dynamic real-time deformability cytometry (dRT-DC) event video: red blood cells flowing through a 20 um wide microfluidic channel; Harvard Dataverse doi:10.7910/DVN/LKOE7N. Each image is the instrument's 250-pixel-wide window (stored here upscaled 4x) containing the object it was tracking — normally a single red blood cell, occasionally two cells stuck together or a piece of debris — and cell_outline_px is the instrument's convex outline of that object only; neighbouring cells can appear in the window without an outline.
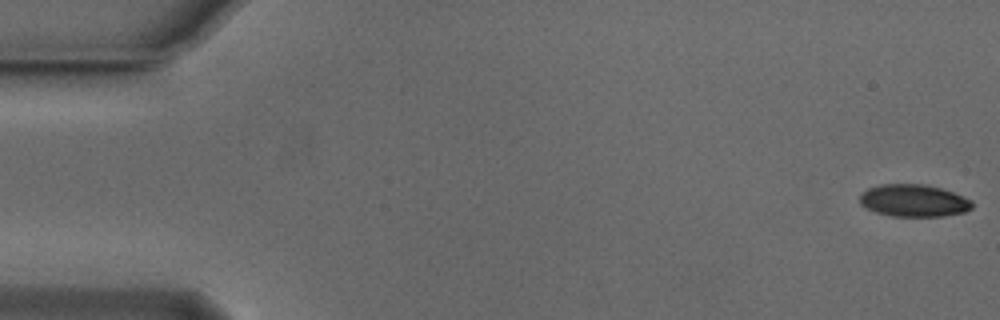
{"species": "Egyptian fruit bat (a non-hibernating species)", "species_latin": "Rousettus aegyptiacus", "temperature_condition": "cold", "stored_images_in_passage": 54, "camera_frame_rate_fps": 3000, "um_per_image_px": 0.085, "animal": {"sex": "male"}, "frame": {"image": 1, "passage_image": 1, "time_ms": 0.0, "image_size_px": [1000, 320], "cell_outline_px": [[972, 208], [964, 212], [944, 216], [892, 216], [876, 212], [864, 208], [860, 204], [860, 196], [868, 188], [880, 184], [924, 184], [940, 188], [952, 192], [972, 200]], "centroid_in_image_um": [77.65, 17.05], "position_along_channel_um": 7.4, "area_um2": 21.1}}
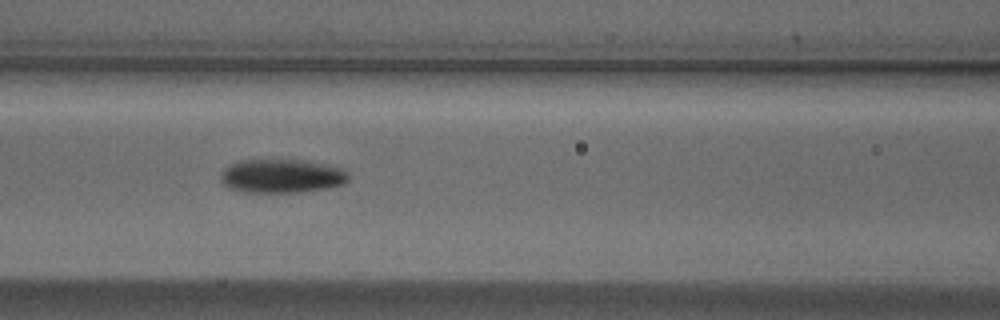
{"frame": {"image": 2, "passage_image": 23, "time_ms": 7.333, "image_size_px": [1000, 320], "cell_outline_px": [[348, 180], [340, 184], [328, 188], [300, 192], [244, 192], [232, 188], [224, 184], [220, 180], [220, 176], [224, 168], [240, 160], [300, 160], [340, 168], [348, 172]], "centroid_in_image_um": [23.91, 14.97], "position_along_channel_um": 142.7, "area_um2": 24.74}}
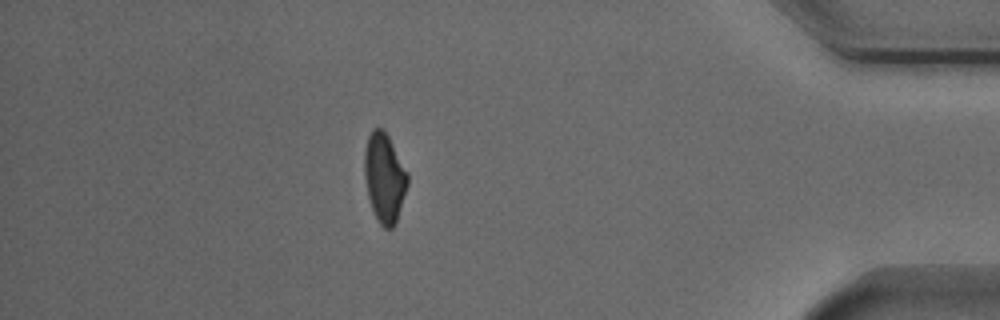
{"frame": {"image": 3, "passage_image": 47, "time_ms": 15.333, "image_size_px": [1000, 320], "cell_outline_px": [[408, 184], [396, 220], [392, 228], [384, 228], [376, 220], [368, 196], [364, 176], [364, 152], [368, 136], [372, 128], [384, 128], [408, 172]], "centroid_in_image_um": [32.66, 15.07], "position_along_channel_um": 402.5, "area_um2": 22.43}, "authors_computed_cell_mechanics": {"area_um2": 23.0044, "velocity_mm_per_s": 3.8343, "shape_relaxation_time_tau1_ms": 3.4123, "shape_relaxation_time_tau2_ms": 7.6653, "deformation_change_tau1": 0.1237, "deformation_change_tau2": 0.1235}}